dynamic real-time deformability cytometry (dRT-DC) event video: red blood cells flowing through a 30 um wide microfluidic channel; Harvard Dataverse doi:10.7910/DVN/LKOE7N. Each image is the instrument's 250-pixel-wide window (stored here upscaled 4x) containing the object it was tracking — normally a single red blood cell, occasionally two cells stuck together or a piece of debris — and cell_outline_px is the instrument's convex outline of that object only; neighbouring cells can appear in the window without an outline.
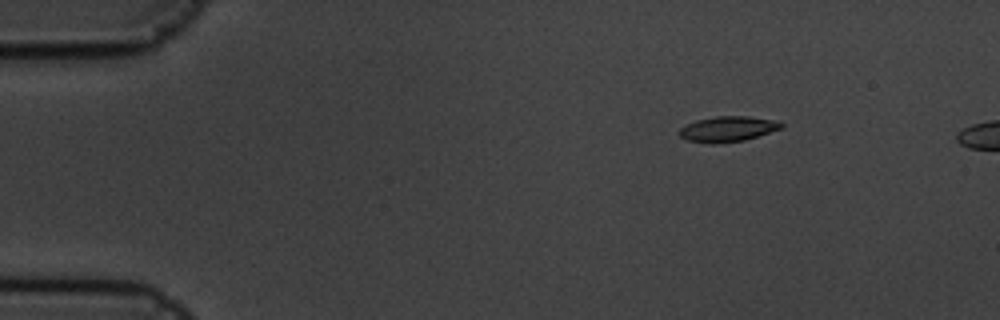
{"species": "common noctule bat (a hibernating species)", "species_latin": "Nyctalus noctula", "temperature_condition": "cold", "stored_images_in_passage": 5, "camera_frame_rate_fps": 3000, "um_per_image_px": 0.085, "animal": {"sex": "male", "body_mass_g": 19.5, "forearm_length_mm": 54.6}, "frame": {"image": 1, "passage_image": 1, "time_ms": 0.0, "image_size_px": [1000, 320], "cell_outline_px": [[784, 128], [744, 140], [688, 140], [680, 136], [680, 128], [696, 120], [716, 116], [748, 116], [780, 120], [784, 124]], "centroid_in_image_um": [62.0, 10.89], "position_along_channel_um": 23.0, "area_um2": 14.33}}